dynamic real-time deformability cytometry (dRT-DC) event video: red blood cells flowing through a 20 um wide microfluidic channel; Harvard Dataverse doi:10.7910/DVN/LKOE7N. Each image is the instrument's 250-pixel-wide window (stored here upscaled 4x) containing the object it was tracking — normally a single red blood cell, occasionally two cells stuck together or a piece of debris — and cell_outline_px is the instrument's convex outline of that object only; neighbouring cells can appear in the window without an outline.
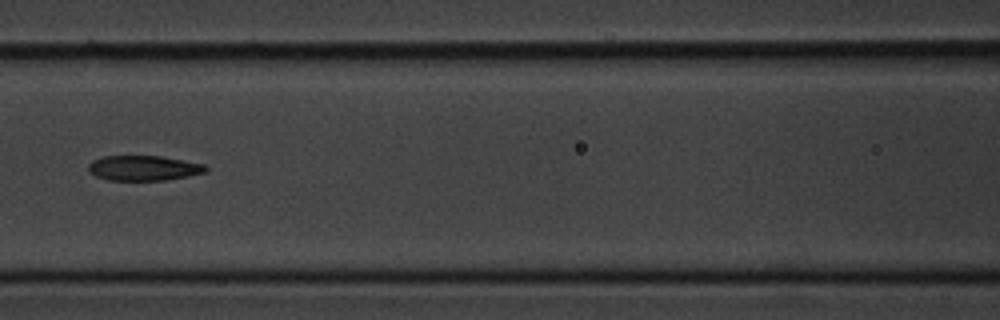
{"species": "common noctule bat (a hibernating species)", "species_latin": "Nyctalus noctula", "temperature_condition": "cold", "stored_images_in_passage": 11, "camera_frame_rate_fps": 3000, "um_per_image_px": 0.085, "animal": {"sex": "male", "body_mass_g": 20.1, "forearm_length_mm": 53.5}, "frame": {"image": 1, "passage_image": 7, "time_ms": 7.667, "image_size_px": [1000, 320], "cell_outline_px": [[208, 172], [168, 180], [108, 180], [96, 176], [88, 172], [88, 164], [92, 160], [104, 156], [160, 156], [204, 164], [208, 168]], "centroid_in_image_um": [12.2, 14.29], "position_along_channel_um": 154.4, "area_um2": 17.22}}
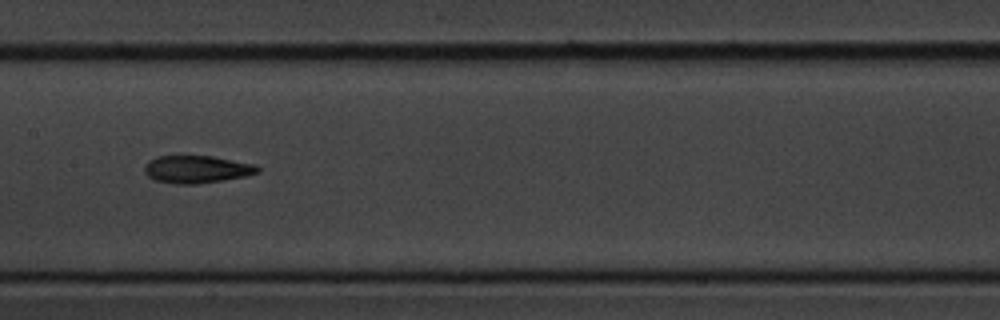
{"frame": {"image": 2, "passage_image": 8, "time_ms": 8.667, "image_size_px": [1000, 320], "cell_outline_px": [[260, 172], [244, 176], [220, 180], [192, 184], [176, 184], [156, 180], [148, 176], [144, 172], [144, 168], [148, 160], [156, 156], [212, 156], [256, 164], [260, 168]], "centroid_in_image_um": [16.71, 14.37], "position_along_channel_um": 190.7, "area_um2": 18.03}}
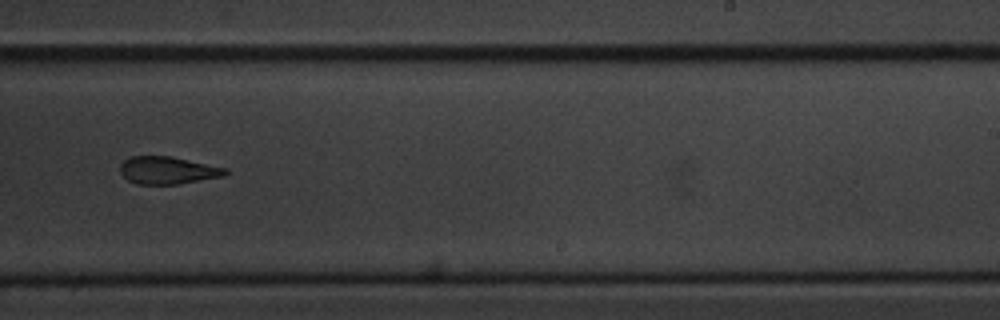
{"frame": {"image": 3, "passage_image": 10, "time_ms": 11.0, "image_size_px": [1000, 320], "cell_outline_px": [[228, 172], [224, 176], [180, 184], [136, 184], [128, 180], [120, 172], [120, 164], [124, 160], [132, 156], [172, 156], [228, 168]], "centroid_in_image_um": [14.28, 14.47], "position_along_channel_um": 274.7, "area_um2": 16.99}}